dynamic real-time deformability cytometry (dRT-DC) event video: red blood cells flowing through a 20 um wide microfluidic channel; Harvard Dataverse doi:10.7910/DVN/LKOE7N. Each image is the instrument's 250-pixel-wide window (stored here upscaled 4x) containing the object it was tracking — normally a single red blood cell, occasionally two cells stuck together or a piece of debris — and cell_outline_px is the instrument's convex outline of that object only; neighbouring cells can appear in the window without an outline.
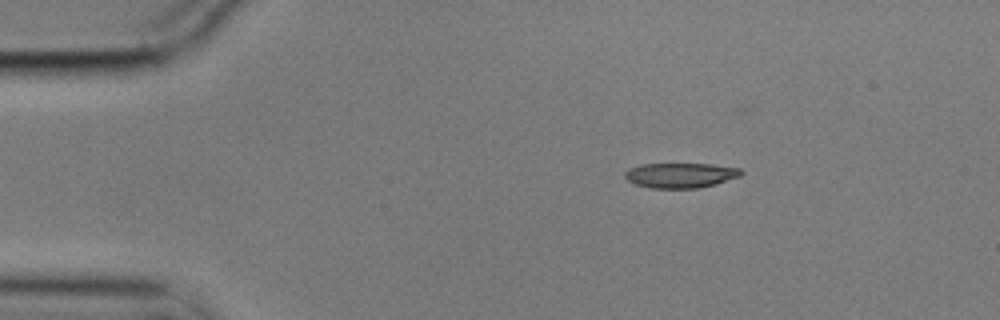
{"species": "common noctule bat (a hibernating species)", "species_latin": "Nyctalus noctula", "temperature_condition": "cold", "stored_images_in_passage": 3, "camera_frame_rate_fps": 3000, "um_per_image_px": 0.085, "animal": {"sex": "male", "body_mass_g": 17.9}, "frame": {"image": 1, "passage_image": 1, "time_ms": 0.0, "image_size_px": [1000, 320], "cell_outline_px": [[744, 172], [740, 176], [716, 184], [700, 188], [648, 188], [636, 184], [628, 180], [624, 176], [624, 172], [628, 168], [640, 164], [712, 164], [740, 168]], "centroid_in_image_um": [57.84, 14.9], "position_along_channel_um": 27.2, "area_um2": 17.05}}